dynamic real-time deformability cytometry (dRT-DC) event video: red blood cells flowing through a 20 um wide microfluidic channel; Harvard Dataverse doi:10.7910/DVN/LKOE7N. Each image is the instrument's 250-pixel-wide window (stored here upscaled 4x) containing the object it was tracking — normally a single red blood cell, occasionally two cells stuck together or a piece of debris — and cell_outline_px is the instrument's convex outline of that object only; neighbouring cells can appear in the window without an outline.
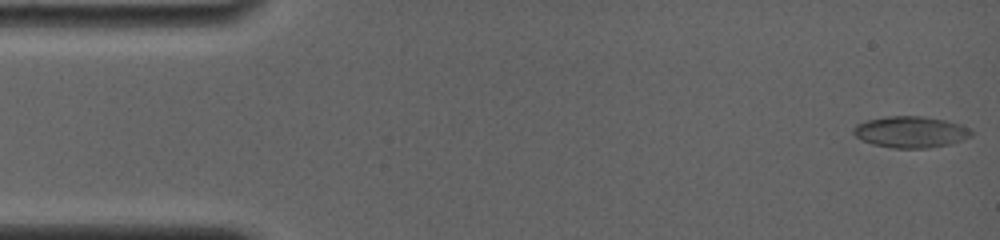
{"species": "common noctule bat (a hibernating species)", "species_latin": "Nyctalus noctula", "temperature_condition": "room temperature", "stored_images_in_passage": 65, "camera_frame_rate_fps": 4000, "um_per_image_px": 0.085, "animal": {"sex": "female", "body_mass_g": 19.0, "forearm_length_mm": 56.7}, "frame": {"image": 1, "passage_image": 1, "time_ms": 0.0, "image_size_px": [1000, 240], "cell_outline_px": [[972, 136], [952, 144], [928, 148], [892, 148], [872, 144], [860, 140], [852, 132], [852, 128], [856, 124], [868, 120], [888, 116], [920, 116], [944, 120], [960, 124], [972, 128]], "centroid_in_image_um": [77.41, 11.23], "position_along_channel_um": 7.6, "area_um2": 21.73}}
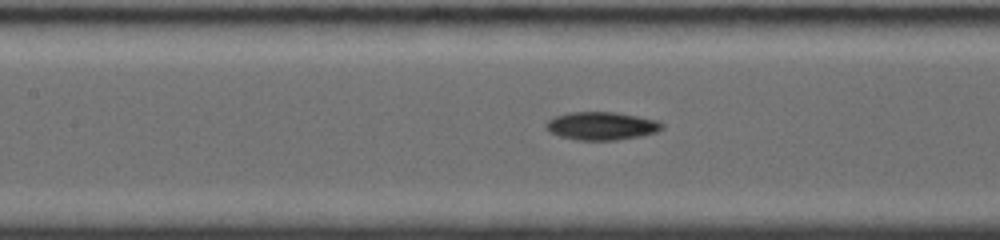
{"frame": {"image": 2, "passage_image": 29, "time_ms": 7.0, "image_size_px": [1000, 240], "cell_outline_px": [[664, 128], [656, 132], [640, 136], [616, 140], [576, 140], [560, 136], [548, 132], [544, 128], [544, 124], [548, 120], [556, 116], [568, 112], [616, 112], [656, 120], [664, 124]], "centroid_in_image_um": [51.09, 10.7], "position_along_channel_um": 156.3, "area_um2": 19.07}}
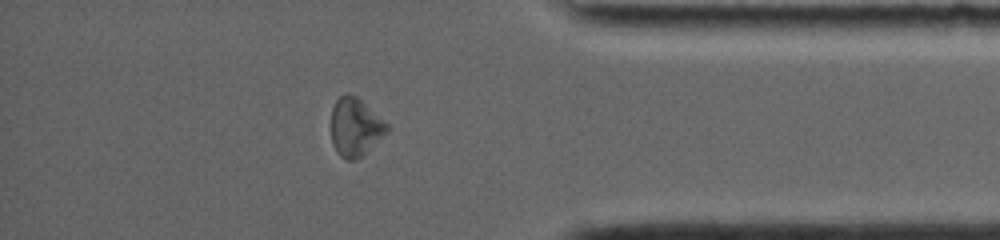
{"frame": {"image": 3, "passage_image": 56, "time_ms": 13.75, "image_size_px": [1000, 240], "cell_outline_px": [[388, 128], [356, 160], [348, 160], [340, 156], [336, 152], [332, 144], [332, 108], [336, 100], [344, 92], [348, 92], [356, 96], [388, 124]], "centroid_in_image_um": [30.13, 10.77], "position_along_channel_um": 405.1, "area_um2": 18.32}}